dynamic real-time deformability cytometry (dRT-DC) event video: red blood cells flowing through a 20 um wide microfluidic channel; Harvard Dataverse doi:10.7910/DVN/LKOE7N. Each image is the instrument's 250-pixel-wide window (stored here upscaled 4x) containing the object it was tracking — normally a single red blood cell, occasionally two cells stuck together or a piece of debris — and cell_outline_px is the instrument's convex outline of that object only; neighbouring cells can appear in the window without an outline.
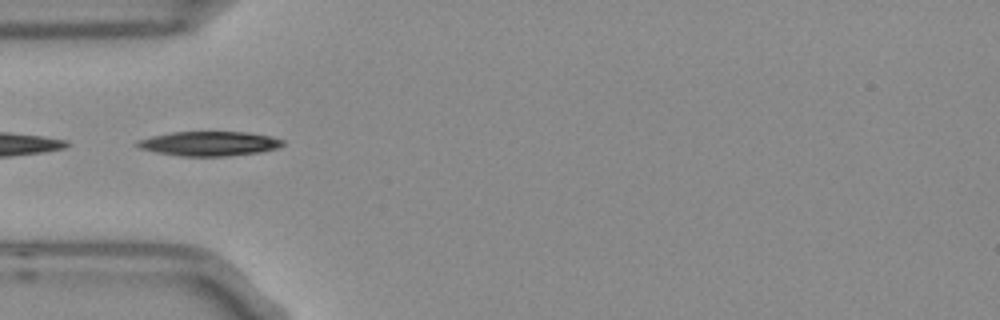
{"species": "Egyptian fruit bat (a non-hibernating species)", "species_latin": "Rousettus aegyptiacus", "temperature_condition": "room temperature", "stored_images_in_passage": 51, "segment_of_instrument_passage": [2, 2], "camera_frame_rate_fps": 3000, "um_per_image_px": 0.085, "frame": {"image": 1, "passage_image": 14, "time_ms": 4.333, "image_size_px": [1000, 320], "cell_outline_px": [[284, 144], [280, 148], [260, 152], [228, 156], [180, 156], [156, 152], [140, 148], [136, 144], [136, 140], [152, 136], [172, 132], [248, 132], [272, 136], [284, 140]], "centroid_in_image_um": [17.83, 12.2], "position_along_channel_um": 67.2, "area_um2": 20.87}}
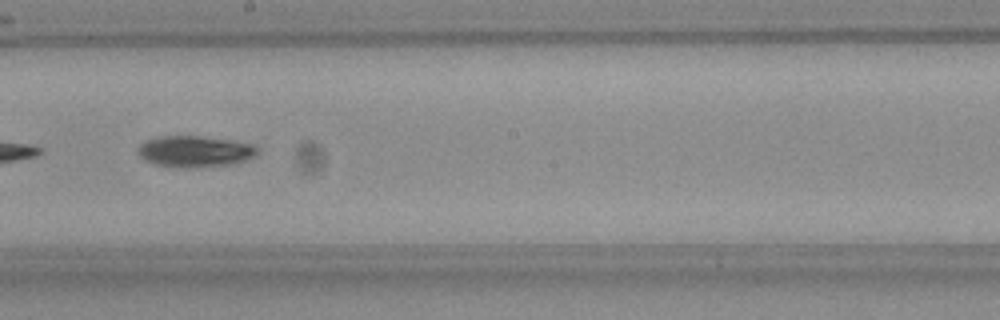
{"frame": {"image": 2, "passage_image": 27, "time_ms": 8.667, "image_size_px": [1000, 320], "cell_outline_px": [[260, 152], [244, 160], [228, 164], [192, 168], [184, 168], [156, 164], [144, 160], [140, 156], [140, 144], [148, 140], [160, 136], [200, 136], [228, 140], [252, 144]], "centroid_in_image_um": [16.55, 12.87], "position_along_channel_um": 231.6, "area_um2": 21.27}}
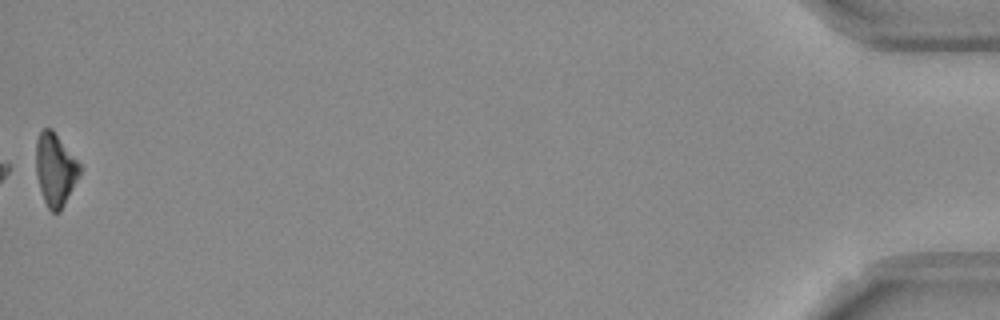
{"frame": {"image": 3, "passage_image": 51, "time_ms": 16.667, "image_size_px": [1000, 320], "cell_outline_px": [[80, 172], [60, 212], [52, 212], [48, 208], [44, 200], [36, 176], [36, 140], [40, 132], [44, 128], [52, 128], [80, 164]], "centroid_in_image_um": [4.67, 14.39], "position_along_channel_um": 430.5, "area_um2": 18.21}}